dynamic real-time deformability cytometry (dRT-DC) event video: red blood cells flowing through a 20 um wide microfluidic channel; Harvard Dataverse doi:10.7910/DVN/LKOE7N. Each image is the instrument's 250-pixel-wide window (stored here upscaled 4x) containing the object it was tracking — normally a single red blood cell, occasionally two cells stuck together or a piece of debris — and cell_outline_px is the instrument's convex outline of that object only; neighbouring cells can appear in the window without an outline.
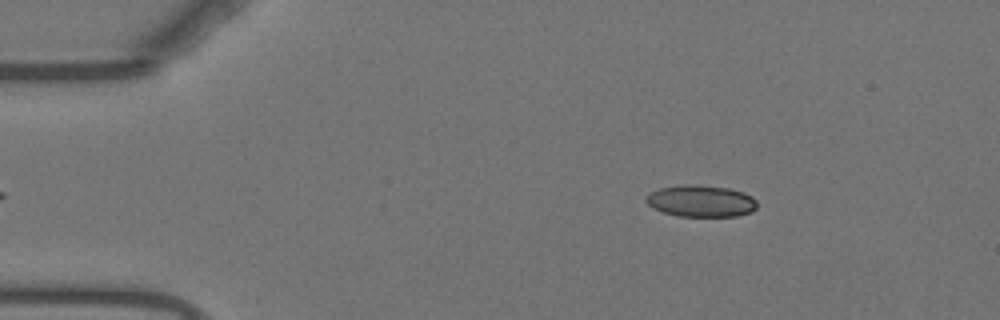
{"species": "Egyptian fruit bat (a non-hibernating species)", "species_latin": "Rousettus aegyptiacus", "temperature_condition": "warm", "stored_images_in_passage": 55, "camera_frame_rate_fps": 3000, "um_per_image_px": 0.085, "animal": {"sex": "female"}, "frame": {"image": 1, "passage_image": 8, "time_ms": 2.333, "image_size_px": [1000, 320], "cell_outline_px": [[756, 208], [752, 212], [736, 216], [676, 216], [664, 212], [648, 204], [644, 200], [652, 192], [660, 188], [684, 184], [696, 184], [728, 188], [744, 192], [752, 196], [756, 200]], "centroid_in_image_um": [59.62, 17.08], "position_along_channel_um": 25.4, "area_um2": 20.46}}
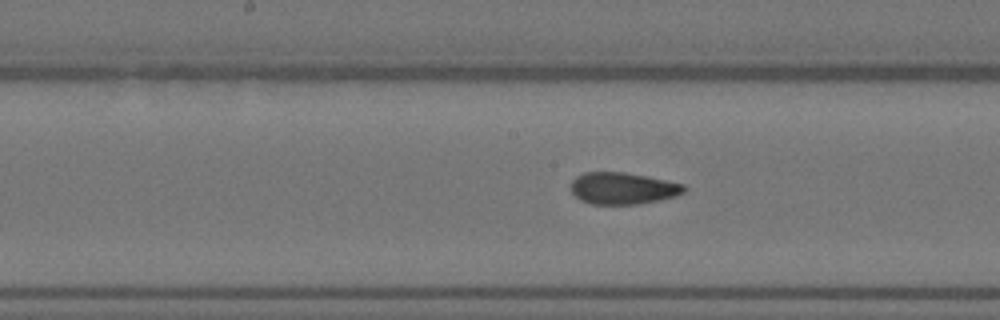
{"frame": {"image": 2, "passage_image": 27, "time_ms": 8.667, "image_size_px": [1000, 320], "cell_outline_px": [[684, 192], [676, 196], [660, 200], [640, 204], [592, 204], [580, 200], [572, 192], [572, 180], [576, 176], [584, 172], [624, 172], [648, 176], [684, 184]], "centroid_in_image_um": [52.94, 16.0], "position_along_channel_um": 195.3, "area_um2": 20.98}}
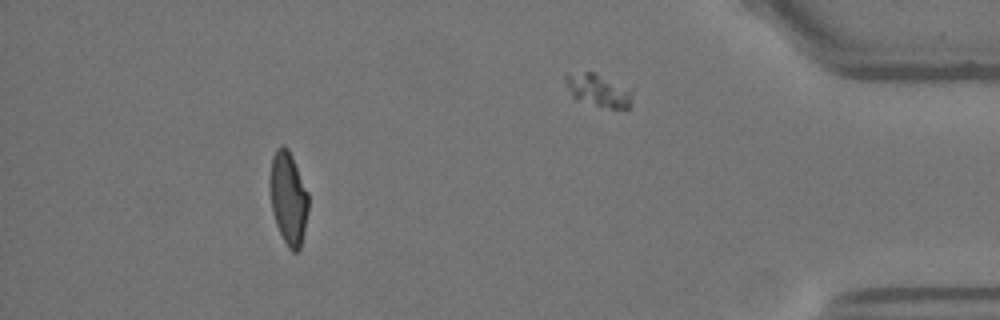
{"frame": {"image": 3, "passage_image": 49, "time_ms": 16.0, "image_size_px": [1000, 320], "cell_outline_px": [[308, 212], [304, 232], [300, 248], [296, 252], [292, 252], [288, 248], [276, 224], [272, 212], [268, 184], [268, 180], [272, 156], [276, 148], [280, 144], [284, 144], [288, 148], [292, 156], [308, 192]], "centroid_in_image_um": [24.48, 16.8], "position_along_channel_um": 410.7, "area_um2": 21.21}, "authors_computed_cell_mechanics": {"area_um2": 21.2126, "velocity_mm_per_s": 3.7413, "shape_relaxation_time_tau1_ms": 7.7209, "shape_relaxation_time_tau2_ms": 1.8887, "deformation_change_tau1": 0.2228, "deformation_change_tau2": 0.0707}}